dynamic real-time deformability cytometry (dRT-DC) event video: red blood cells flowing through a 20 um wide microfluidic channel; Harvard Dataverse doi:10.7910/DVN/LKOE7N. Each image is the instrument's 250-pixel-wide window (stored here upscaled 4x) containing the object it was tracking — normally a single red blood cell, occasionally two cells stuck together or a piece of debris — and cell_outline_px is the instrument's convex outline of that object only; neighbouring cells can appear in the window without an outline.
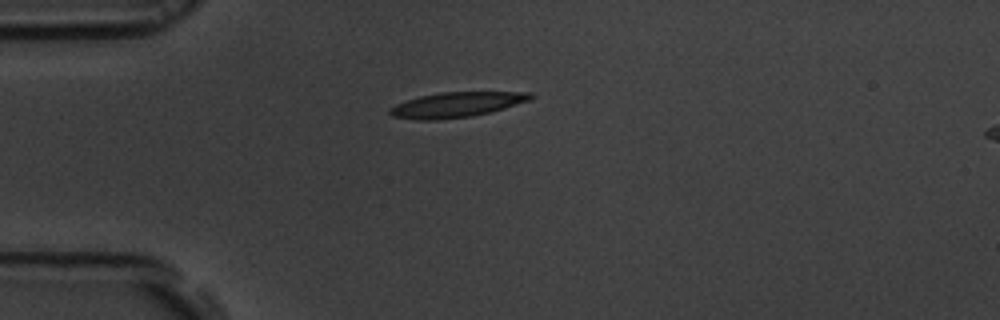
{"species": "common noctule bat (a hibernating species)", "species_latin": "Nyctalus noctula", "temperature_condition": "room temperature", "stored_images_in_passage": 42, "camera_frame_rate_fps": 3000, "um_per_image_px": 0.085, "animal": {"sex": "male", "body_mass_g": 19.5, "forearm_length_mm": 54.6}, "frame": {"image": 1, "passage_image": 1, "time_ms": 0.0, "image_size_px": [1000, 320], "cell_outline_px": [[536, 96], [528, 100], [504, 108], [472, 116], [436, 120], [416, 120], [392, 116], [388, 112], [388, 108], [396, 104], [420, 96], [440, 92], [532, 92]], "centroid_in_image_um": [38.77, 8.9], "position_along_channel_um": 46.2, "area_um2": 20.46}}
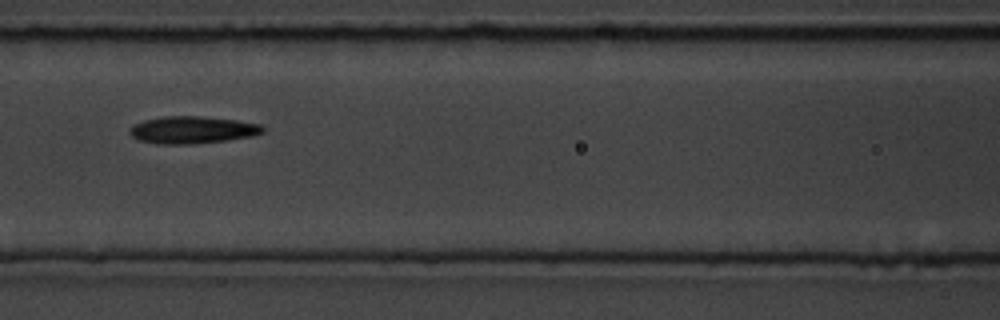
{"frame": {"image": 2, "passage_image": 11, "time_ms": 3.333, "image_size_px": [1000, 320], "cell_outline_px": [[264, 132], [252, 136], [228, 140], [192, 144], [156, 144], [140, 140], [132, 136], [128, 132], [132, 124], [144, 120], [164, 116], [200, 116], [236, 120], [260, 124], [264, 128]], "centroid_in_image_um": [16.33, 11.04], "position_along_channel_um": 150.3, "area_um2": 21.21}}
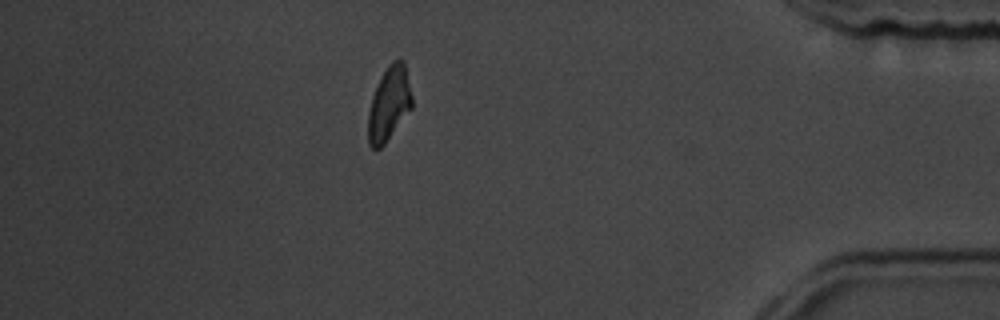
{"frame": {"image": 3, "passage_image": 35, "time_ms": 11.333, "image_size_px": [1000, 320], "cell_outline_px": [[412, 108], [384, 144], [380, 148], [372, 148], [368, 144], [368, 112], [372, 96], [388, 64], [392, 60], [400, 56], [404, 60], [412, 96]], "centroid_in_image_um": [33.08, 8.79], "position_along_channel_um": 402.1, "area_um2": 18.9}, "authors_computed_cell_mechanics": {"area_um2": 19.8543, "velocity_mm_per_s": 3.6731, "shape_relaxation_time_tau1_ms": 2.8988, "shape_relaxation_time_tau2_ms": 6.5727, "deformation_change_tau1": 0.1602, "deformation_change_tau2": 0.1444}}